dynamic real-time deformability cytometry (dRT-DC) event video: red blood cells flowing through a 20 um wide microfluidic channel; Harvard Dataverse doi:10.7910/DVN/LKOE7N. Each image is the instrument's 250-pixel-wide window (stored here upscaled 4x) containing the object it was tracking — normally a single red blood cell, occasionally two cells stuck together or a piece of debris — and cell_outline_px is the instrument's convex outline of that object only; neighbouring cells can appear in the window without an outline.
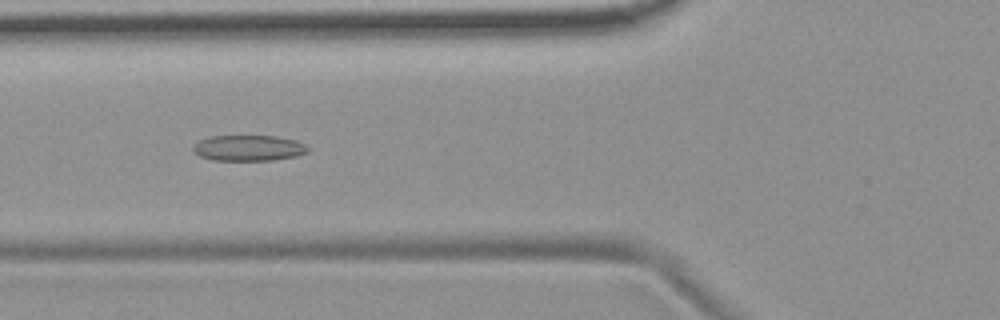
{"species": "common noctule bat (a hibernating species)", "species_latin": "Nyctalus noctula", "temperature_condition": "room temperature", "stored_images_in_passage": 54, "camera_frame_rate_fps": 3000, "um_per_image_px": 0.085, "animal": {"sex": "female", "body_mass_g": 19.9}, "frame": {"image": 1, "passage_image": 20, "time_ms": 6.333, "image_size_px": [1000, 320], "cell_outline_px": [[308, 152], [296, 156], [272, 160], [212, 160], [200, 156], [192, 148], [200, 140], [208, 136], [276, 136], [296, 140], [304, 144], [308, 148]], "centroid_in_image_um": [21.14, 12.58], "position_along_channel_um": 104.7, "area_um2": 17.11}}
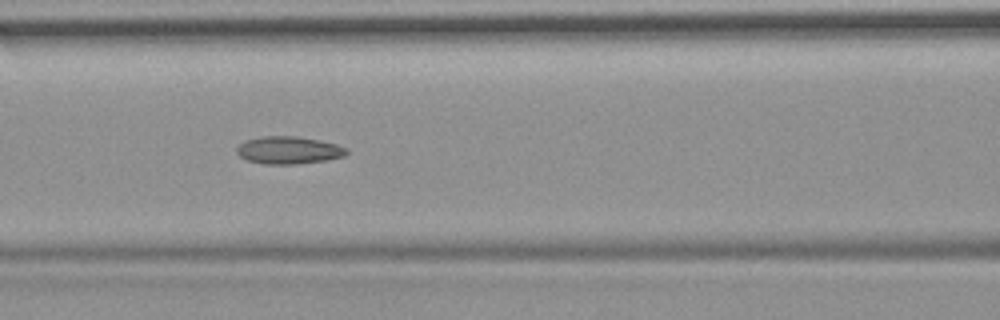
{"frame": {"image": 2, "passage_image": 23, "time_ms": 7.333, "image_size_px": [1000, 320], "cell_outline_px": [[348, 152], [344, 156], [324, 160], [296, 164], [264, 164], [248, 160], [240, 156], [236, 152], [236, 148], [244, 140], [260, 136], [296, 136], [336, 144], [348, 148]], "centroid_in_image_um": [24.5, 12.76], "position_along_channel_um": 142.1, "area_um2": 17.51}}
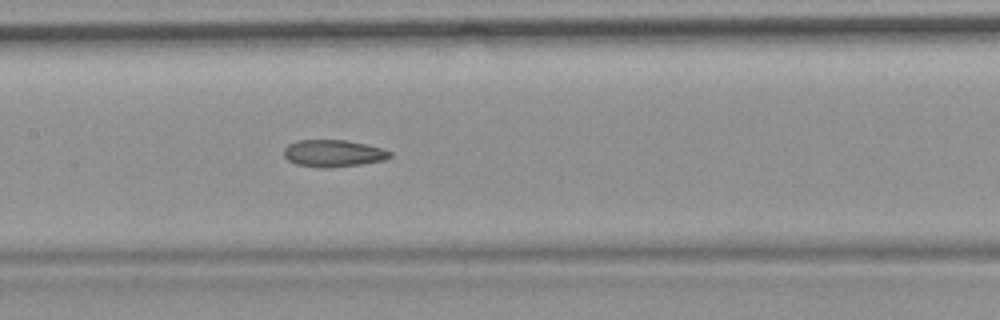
{"frame": {"image": 3, "passage_image": 26, "time_ms": 8.333, "image_size_px": [1000, 320], "cell_outline_px": [[392, 156], [384, 160], [360, 164], [324, 168], [296, 164], [288, 160], [284, 156], [284, 148], [288, 144], [296, 140], [344, 140], [364, 144], [380, 148], [392, 152]], "centroid_in_image_um": [28.3, 13.03], "position_along_channel_um": 179.1, "area_um2": 16.53}, "authors_computed_cell_mechanics": {"area_um2": 17.5134, "velocity_mm_per_s": 3.7174, "shape_relaxation_time_tau1_ms": null, "shape_relaxation_time_tau2_ms": 3.4307, "deformation_change_tau1": null, "deformation_change_tau2": 0.1086}}